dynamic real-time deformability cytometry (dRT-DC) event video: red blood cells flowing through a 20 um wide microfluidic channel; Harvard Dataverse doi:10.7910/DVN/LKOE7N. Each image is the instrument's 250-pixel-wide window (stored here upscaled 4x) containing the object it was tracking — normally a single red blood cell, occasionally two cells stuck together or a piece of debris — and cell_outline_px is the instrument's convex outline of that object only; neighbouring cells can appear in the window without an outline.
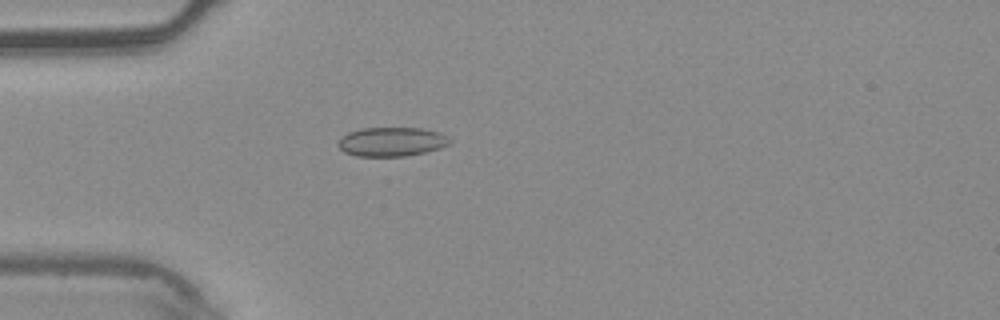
{"species": "common noctule bat (a hibernating species)", "species_latin": "Nyctalus noctula", "temperature_condition": "warm", "stored_images_in_passage": 3, "camera_frame_rate_fps": 3000, "um_per_image_px": 0.085, "animal": {"sex": "male", "body_mass_g": 20.4}, "frame": {"image": 1, "passage_image": 3, "time_ms": 0.667, "image_size_px": [1000, 320], "cell_outline_px": [[452, 144], [440, 148], [424, 152], [404, 156], [356, 156], [344, 152], [336, 144], [340, 136], [348, 132], [360, 128], [420, 128], [440, 132], [448, 136], [452, 140]], "centroid_in_image_um": [33.28, 12.04], "position_along_channel_um": 51.7, "area_um2": 19.19}}